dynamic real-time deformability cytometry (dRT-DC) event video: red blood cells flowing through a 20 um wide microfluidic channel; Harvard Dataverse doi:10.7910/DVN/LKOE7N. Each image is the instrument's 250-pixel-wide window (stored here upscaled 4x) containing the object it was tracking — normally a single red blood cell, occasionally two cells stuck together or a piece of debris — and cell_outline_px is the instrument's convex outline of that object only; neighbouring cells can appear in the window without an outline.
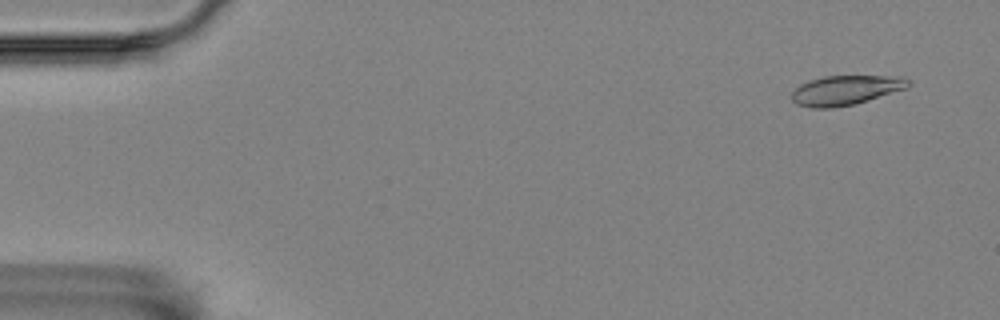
{"species": "Egyptian fruit bat (a non-hibernating species)", "species_latin": "Rousettus aegyptiacus", "temperature_condition": "room temperature", "stored_images_in_passage": 54, "camera_frame_rate_fps": 3000, "um_per_image_px": 0.085, "animal": {"sex": "female"}, "frame": {"image": 1, "passage_image": 1, "time_ms": 0.0, "image_size_px": [1000, 320], "cell_outline_px": [[908, 88], [856, 104], [832, 108], [812, 108], [796, 104], [792, 100], [792, 92], [800, 84], [808, 80], [824, 76], [904, 76], [908, 80]], "centroid_in_image_um": [71.87, 7.67], "position_along_channel_um": 13.1, "area_um2": 20.23}}
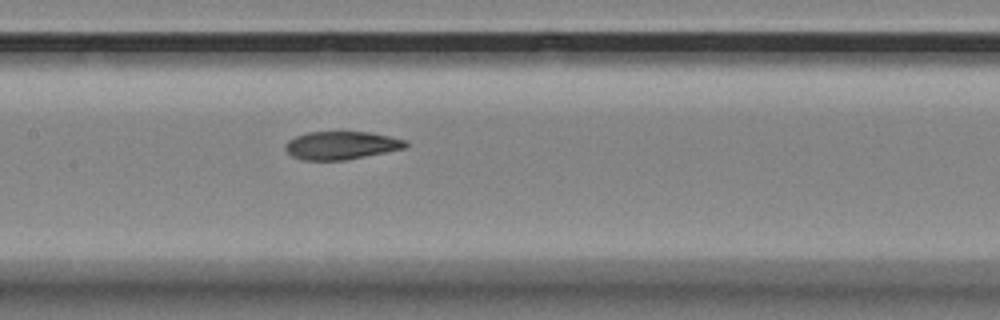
{"frame": {"image": 2, "passage_image": 25, "time_ms": 8.0, "image_size_px": [1000, 320], "cell_outline_px": [[408, 148], [344, 160], [300, 160], [292, 156], [284, 148], [284, 144], [288, 140], [296, 136], [308, 132], [368, 132], [408, 140]], "centroid_in_image_um": [29.02, 12.36], "position_along_channel_um": 178.4, "area_um2": 19.77}}
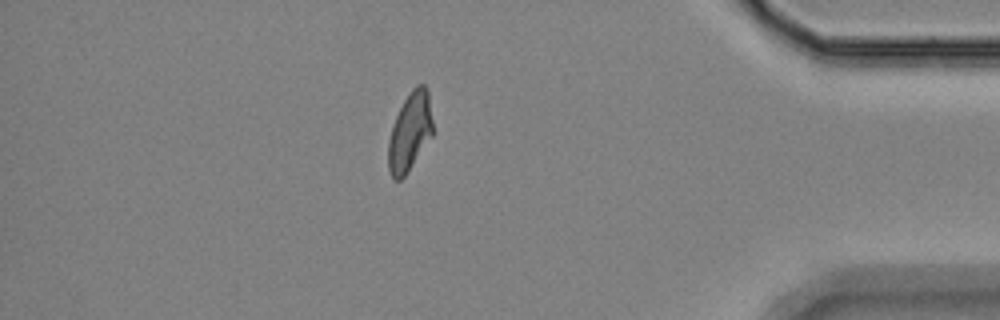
{"frame": {"image": 3, "passage_image": 47, "time_ms": 15.333, "image_size_px": [1000, 320], "cell_outline_px": [[432, 136], [404, 176], [400, 180], [392, 180], [388, 168], [388, 140], [396, 116], [404, 100], [412, 88], [416, 84], [424, 84], [428, 92], [432, 120]], "centroid_in_image_um": [34.82, 11.21], "position_along_channel_um": 400.4, "area_um2": 20.11}, "authors_computed_cell_mechanics": {"area_um2": 20.6057, "velocity_mm_per_s": 3.5039, "shape_relaxation_time_tau1_ms": null, "shape_relaxation_time_tau2_ms": 2.9094, "deformation_change_tau1": null, "deformation_change_tau2": 0.0894}}